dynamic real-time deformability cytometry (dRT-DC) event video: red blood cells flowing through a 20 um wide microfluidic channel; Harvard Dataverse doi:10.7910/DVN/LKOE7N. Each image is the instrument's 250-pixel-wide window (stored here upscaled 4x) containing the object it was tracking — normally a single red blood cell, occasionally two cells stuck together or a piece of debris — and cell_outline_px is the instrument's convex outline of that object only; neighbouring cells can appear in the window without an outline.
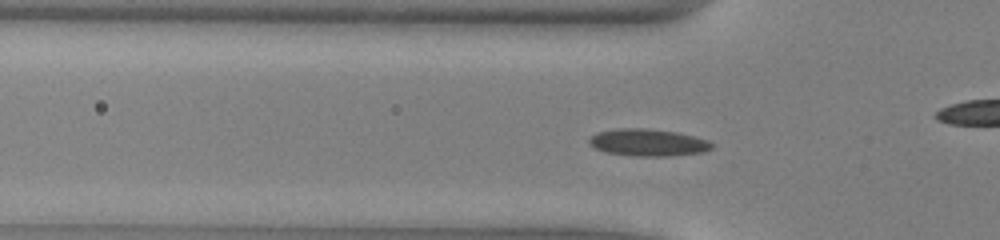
{"species": "common noctule bat (a hibernating species)", "species_latin": "Nyctalus noctula", "temperature_condition": "warm", "stored_images_in_passage": 38, "camera_frame_rate_fps": 3000, "um_per_image_px": 0.085, "animal": {"sex": "male", "body_mass_g": 13.0, "forearm_length_mm": 53.1}, "frame": {"image": 1, "passage_image": 2, "time_ms": 0.333, "image_size_px": [1000, 240], "cell_outline_px": [[712, 148], [704, 152], [672, 156], [632, 156], [608, 152], [596, 148], [588, 144], [588, 140], [596, 132], [616, 128], [648, 128], [676, 132], [708, 140], [712, 144]], "centroid_in_image_um": [55.06, 12.11], "position_along_channel_um": 70.7, "area_um2": 19.42}}
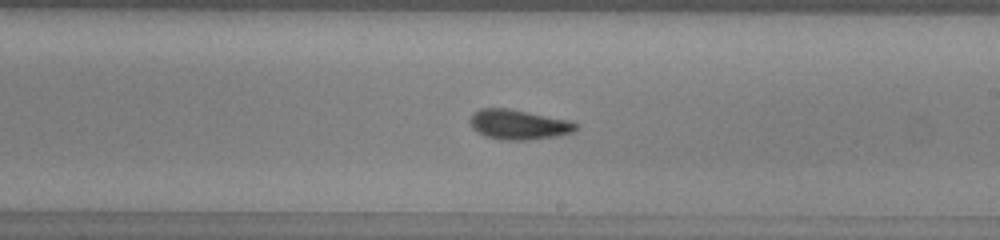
{"frame": {"image": 2, "passage_image": 15, "time_ms": 4.667, "image_size_px": [1000, 240], "cell_outline_px": [[580, 124], [572, 132], [556, 136], [524, 140], [500, 140], [484, 136], [472, 128], [468, 120], [480, 108], [508, 108], [568, 120]], "centroid_in_image_um": [44.05, 10.59], "position_along_channel_um": 244.9, "area_um2": 18.32}}
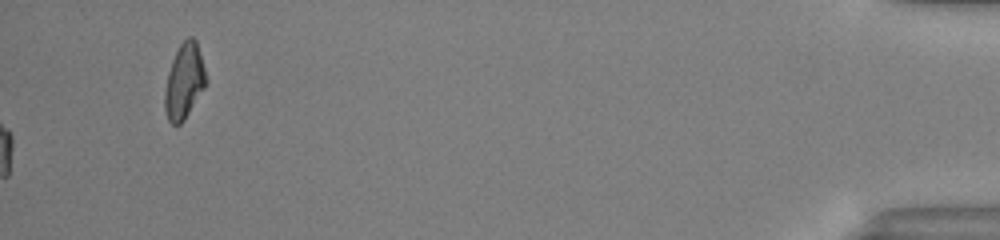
{"frame": {"image": 3, "passage_image": 38, "time_ms": 12.333, "image_size_px": [1000, 240], "cell_outline_px": [[208, 80], [204, 88], [184, 120], [180, 124], [172, 124], [168, 120], [164, 108], [164, 92], [168, 72], [172, 60], [180, 44], [188, 36], [192, 36], [196, 40]], "centroid_in_image_um": [15.66, 6.9], "position_along_channel_um": 419.5, "area_um2": 18.03}, "authors_computed_cell_mechanics": {"area_um2": 17.5423, "velocity_mm_per_s": 4.0216, "shape_relaxation_time_tau1_ms": 10.8182, "shape_relaxation_time_tau2_ms": 2.086, "deformation_change_tau1": 0.2059, "deformation_change_tau2": 0.0888}}